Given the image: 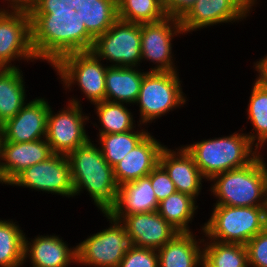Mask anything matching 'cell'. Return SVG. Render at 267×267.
I'll use <instances>...</instances> for the list:
<instances>
[{
    "label": "cell",
    "mask_w": 267,
    "mask_h": 267,
    "mask_svg": "<svg viewBox=\"0 0 267 267\" xmlns=\"http://www.w3.org/2000/svg\"><path fill=\"white\" fill-rule=\"evenodd\" d=\"M91 52L107 66L142 68L141 24L117 19L94 39Z\"/></svg>",
    "instance_id": "obj_11"
},
{
    "label": "cell",
    "mask_w": 267,
    "mask_h": 267,
    "mask_svg": "<svg viewBox=\"0 0 267 267\" xmlns=\"http://www.w3.org/2000/svg\"><path fill=\"white\" fill-rule=\"evenodd\" d=\"M150 132L114 167V178L118 186L148 176L159 164V155L166 146Z\"/></svg>",
    "instance_id": "obj_19"
},
{
    "label": "cell",
    "mask_w": 267,
    "mask_h": 267,
    "mask_svg": "<svg viewBox=\"0 0 267 267\" xmlns=\"http://www.w3.org/2000/svg\"><path fill=\"white\" fill-rule=\"evenodd\" d=\"M148 71L141 67L108 66L105 75V100L134 106Z\"/></svg>",
    "instance_id": "obj_23"
},
{
    "label": "cell",
    "mask_w": 267,
    "mask_h": 267,
    "mask_svg": "<svg viewBox=\"0 0 267 267\" xmlns=\"http://www.w3.org/2000/svg\"><path fill=\"white\" fill-rule=\"evenodd\" d=\"M107 67L91 51L66 54L52 66L59 85L62 84V91L69 95L76 88L90 102V106L105 101Z\"/></svg>",
    "instance_id": "obj_7"
},
{
    "label": "cell",
    "mask_w": 267,
    "mask_h": 267,
    "mask_svg": "<svg viewBox=\"0 0 267 267\" xmlns=\"http://www.w3.org/2000/svg\"><path fill=\"white\" fill-rule=\"evenodd\" d=\"M1 144H2V136L0 132V184L5 186V181H4L2 170H1Z\"/></svg>",
    "instance_id": "obj_40"
},
{
    "label": "cell",
    "mask_w": 267,
    "mask_h": 267,
    "mask_svg": "<svg viewBox=\"0 0 267 267\" xmlns=\"http://www.w3.org/2000/svg\"><path fill=\"white\" fill-rule=\"evenodd\" d=\"M199 226L200 236L178 232L158 249V267H203V223Z\"/></svg>",
    "instance_id": "obj_21"
},
{
    "label": "cell",
    "mask_w": 267,
    "mask_h": 267,
    "mask_svg": "<svg viewBox=\"0 0 267 267\" xmlns=\"http://www.w3.org/2000/svg\"><path fill=\"white\" fill-rule=\"evenodd\" d=\"M118 267H158L157 250L131 245Z\"/></svg>",
    "instance_id": "obj_33"
},
{
    "label": "cell",
    "mask_w": 267,
    "mask_h": 267,
    "mask_svg": "<svg viewBox=\"0 0 267 267\" xmlns=\"http://www.w3.org/2000/svg\"><path fill=\"white\" fill-rule=\"evenodd\" d=\"M92 105L94 114L91 115L90 112V116H92L90 123L93 125L92 128L96 127L95 131L98 130L96 134L124 133L134 130L140 125L139 121L135 120L137 118L135 111L131 109L134 106L107 100Z\"/></svg>",
    "instance_id": "obj_24"
},
{
    "label": "cell",
    "mask_w": 267,
    "mask_h": 267,
    "mask_svg": "<svg viewBox=\"0 0 267 267\" xmlns=\"http://www.w3.org/2000/svg\"><path fill=\"white\" fill-rule=\"evenodd\" d=\"M251 66L254 69V73H256V80L267 87V54L261 56L260 59L255 60Z\"/></svg>",
    "instance_id": "obj_39"
},
{
    "label": "cell",
    "mask_w": 267,
    "mask_h": 267,
    "mask_svg": "<svg viewBox=\"0 0 267 267\" xmlns=\"http://www.w3.org/2000/svg\"><path fill=\"white\" fill-rule=\"evenodd\" d=\"M159 203L151 185V173L118 186L114 205L107 211L111 216L156 212Z\"/></svg>",
    "instance_id": "obj_22"
},
{
    "label": "cell",
    "mask_w": 267,
    "mask_h": 267,
    "mask_svg": "<svg viewBox=\"0 0 267 267\" xmlns=\"http://www.w3.org/2000/svg\"><path fill=\"white\" fill-rule=\"evenodd\" d=\"M211 206L210 217L203 223V235L209 240L245 245L267 227V206Z\"/></svg>",
    "instance_id": "obj_6"
},
{
    "label": "cell",
    "mask_w": 267,
    "mask_h": 267,
    "mask_svg": "<svg viewBox=\"0 0 267 267\" xmlns=\"http://www.w3.org/2000/svg\"><path fill=\"white\" fill-rule=\"evenodd\" d=\"M176 72H147L143 79L139 96L134 105L141 125L151 126L167 114L185 108L189 102L183 92V79ZM171 112V113H170ZM151 124V125H150Z\"/></svg>",
    "instance_id": "obj_5"
},
{
    "label": "cell",
    "mask_w": 267,
    "mask_h": 267,
    "mask_svg": "<svg viewBox=\"0 0 267 267\" xmlns=\"http://www.w3.org/2000/svg\"><path fill=\"white\" fill-rule=\"evenodd\" d=\"M151 185L158 203L177 191L168 173L160 164L151 171Z\"/></svg>",
    "instance_id": "obj_35"
},
{
    "label": "cell",
    "mask_w": 267,
    "mask_h": 267,
    "mask_svg": "<svg viewBox=\"0 0 267 267\" xmlns=\"http://www.w3.org/2000/svg\"><path fill=\"white\" fill-rule=\"evenodd\" d=\"M265 151L247 166L229 170L208 181L213 205L230 207L267 206V160ZM265 155V156H264Z\"/></svg>",
    "instance_id": "obj_3"
},
{
    "label": "cell",
    "mask_w": 267,
    "mask_h": 267,
    "mask_svg": "<svg viewBox=\"0 0 267 267\" xmlns=\"http://www.w3.org/2000/svg\"><path fill=\"white\" fill-rule=\"evenodd\" d=\"M22 67L0 68V124L13 118L27 103L29 90ZM28 91V92H27Z\"/></svg>",
    "instance_id": "obj_25"
},
{
    "label": "cell",
    "mask_w": 267,
    "mask_h": 267,
    "mask_svg": "<svg viewBox=\"0 0 267 267\" xmlns=\"http://www.w3.org/2000/svg\"><path fill=\"white\" fill-rule=\"evenodd\" d=\"M76 10V0H35L30 11H51V8L67 7Z\"/></svg>",
    "instance_id": "obj_37"
},
{
    "label": "cell",
    "mask_w": 267,
    "mask_h": 267,
    "mask_svg": "<svg viewBox=\"0 0 267 267\" xmlns=\"http://www.w3.org/2000/svg\"><path fill=\"white\" fill-rule=\"evenodd\" d=\"M8 186L72 199L74 187L68 156L54 153L47 160L27 167Z\"/></svg>",
    "instance_id": "obj_13"
},
{
    "label": "cell",
    "mask_w": 267,
    "mask_h": 267,
    "mask_svg": "<svg viewBox=\"0 0 267 267\" xmlns=\"http://www.w3.org/2000/svg\"><path fill=\"white\" fill-rule=\"evenodd\" d=\"M199 205L194 197L176 191L159 202L157 212L178 232H193L192 222L202 209Z\"/></svg>",
    "instance_id": "obj_28"
},
{
    "label": "cell",
    "mask_w": 267,
    "mask_h": 267,
    "mask_svg": "<svg viewBox=\"0 0 267 267\" xmlns=\"http://www.w3.org/2000/svg\"><path fill=\"white\" fill-rule=\"evenodd\" d=\"M56 233L29 238L25 233L21 267H71L77 265V245L73 247ZM29 262V263H28Z\"/></svg>",
    "instance_id": "obj_16"
},
{
    "label": "cell",
    "mask_w": 267,
    "mask_h": 267,
    "mask_svg": "<svg viewBox=\"0 0 267 267\" xmlns=\"http://www.w3.org/2000/svg\"><path fill=\"white\" fill-rule=\"evenodd\" d=\"M197 0H164V9L167 16L181 19Z\"/></svg>",
    "instance_id": "obj_36"
},
{
    "label": "cell",
    "mask_w": 267,
    "mask_h": 267,
    "mask_svg": "<svg viewBox=\"0 0 267 267\" xmlns=\"http://www.w3.org/2000/svg\"><path fill=\"white\" fill-rule=\"evenodd\" d=\"M68 159L71 165V177L74 197L87 193L99 212H107L115 203L118 185L114 170L104 159L94 137L85 145L70 152ZM77 196V197H76Z\"/></svg>",
    "instance_id": "obj_2"
},
{
    "label": "cell",
    "mask_w": 267,
    "mask_h": 267,
    "mask_svg": "<svg viewBox=\"0 0 267 267\" xmlns=\"http://www.w3.org/2000/svg\"><path fill=\"white\" fill-rule=\"evenodd\" d=\"M112 217L124 225L136 247L158 250L178 233L157 211Z\"/></svg>",
    "instance_id": "obj_18"
},
{
    "label": "cell",
    "mask_w": 267,
    "mask_h": 267,
    "mask_svg": "<svg viewBox=\"0 0 267 267\" xmlns=\"http://www.w3.org/2000/svg\"><path fill=\"white\" fill-rule=\"evenodd\" d=\"M182 146L207 181L218 174L247 166L261 153L242 128L229 135L193 140Z\"/></svg>",
    "instance_id": "obj_4"
},
{
    "label": "cell",
    "mask_w": 267,
    "mask_h": 267,
    "mask_svg": "<svg viewBox=\"0 0 267 267\" xmlns=\"http://www.w3.org/2000/svg\"><path fill=\"white\" fill-rule=\"evenodd\" d=\"M0 10L30 11L35 0H0ZM3 3V5H1Z\"/></svg>",
    "instance_id": "obj_38"
},
{
    "label": "cell",
    "mask_w": 267,
    "mask_h": 267,
    "mask_svg": "<svg viewBox=\"0 0 267 267\" xmlns=\"http://www.w3.org/2000/svg\"><path fill=\"white\" fill-rule=\"evenodd\" d=\"M68 96L59 111L56 112L50 105L47 117L46 140L55 154L68 155L92 139L86 129L90 123V112L83 110V98L74 93Z\"/></svg>",
    "instance_id": "obj_8"
},
{
    "label": "cell",
    "mask_w": 267,
    "mask_h": 267,
    "mask_svg": "<svg viewBox=\"0 0 267 267\" xmlns=\"http://www.w3.org/2000/svg\"><path fill=\"white\" fill-rule=\"evenodd\" d=\"M76 10L94 38L107 32L118 19L117 0H76Z\"/></svg>",
    "instance_id": "obj_27"
},
{
    "label": "cell",
    "mask_w": 267,
    "mask_h": 267,
    "mask_svg": "<svg viewBox=\"0 0 267 267\" xmlns=\"http://www.w3.org/2000/svg\"><path fill=\"white\" fill-rule=\"evenodd\" d=\"M180 19L170 16L141 24V63H149L148 72L180 71L173 50L175 38L184 36ZM181 36V37H180ZM173 42V43H172ZM174 51V52H173ZM145 62V63H144ZM176 62V63H175ZM151 63V64H150ZM153 63V64H152Z\"/></svg>",
    "instance_id": "obj_10"
},
{
    "label": "cell",
    "mask_w": 267,
    "mask_h": 267,
    "mask_svg": "<svg viewBox=\"0 0 267 267\" xmlns=\"http://www.w3.org/2000/svg\"><path fill=\"white\" fill-rule=\"evenodd\" d=\"M76 11L69 6L29 11L31 45L38 61L52 67L66 54L91 51L95 38L86 30Z\"/></svg>",
    "instance_id": "obj_1"
},
{
    "label": "cell",
    "mask_w": 267,
    "mask_h": 267,
    "mask_svg": "<svg viewBox=\"0 0 267 267\" xmlns=\"http://www.w3.org/2000/svg\"><path fill=\"white\" fill-rule=\"evenodd\" d=\"M148 130L147 126L140 124L136 129L124 133L96 134L94 142L104 159L114 167L151 132Z\"/></svg>",
    "instance_id": "obj_29"
},
{
    "label": "cell",
    "mask_w": 267,
    "mask_h": 267,
    "mask_svg": "<svg viewBox=\"0 0 267 267\" xmlns=\"http://www.w3.org/2000/svg\"><path fill=\"white\" fill-rule=\"evenodd\" d=\"M203 267H249L246 246L213 241L204 236Z\"/></svg>",
    "instance_id": "obj_31"
},
{
    "label": "cell",
    "mask_w": 267,
    "mask_h": 267,
    "mask_svg": "<svg viewBox=\"0 0 267 267\" xmlns=\"http://www.w3.org/2000/svg\"><path fill=\"white\" fill-rule=\"evenodd\" d=\"M252 81V88L247 109L245 108L246 123H250L252 130L247 132V126H243L245 134L250 142L260 151L267 146V87L260 84L256 79Z\"/></svg>",
    "instance_id": "obj_26"
},
{
    "label": "cell",
    "mask_w": 267,
    "mask_h": 267,
    "mask_svg": "<svg viewBox=\"0 0 267 267\" xmlns=\"http://www.w3.org/2000/svg\"><path fill=\"white\" fill-rule=\"evenodd\" d=\"M20 61L39 63L31 45L30 13L0 10V68H18Z\"/></svg>",
    "instance_id": "obj_14"
},
{
    "label": "cell",
    "mask_w": 267,
    "mask_h": 267,
    "mask_svg": "<svg viewBox=\"0 0 267 267\" xmlns=\"http://www.w3.org/2000/svg\"><path fill=\"white\" fill-rule=\"evenodd\" d=\"M50 104L45 96L29 99L13 118L1 125L2 141L22 143L46 138Z\"/></svg>",
    "instance_id": "obj_15"
},
{
    "label": "cell",
    "mask_w": 267,
    "mask_h": 267,
    "mask_svg": "<svg viewBox=\"0 0 267 267\" xmlns=\"http://www.w3.org/2000/svg\"><path fill=\"white\" fill-rule=\"evenodd\" d=\"M165 146L159 155V164L166 170L173 181L178 192L189 194L198 202L205 189L204 182L208 181L203 177L193 157L182 145L178 147ZM175 148V149H174Z\"/></svg>",
    "instance_id": "obj_17"
},
{
    "label": "cell",
    "mask_w": 267,
    "mask_h": 267,
    "mask_svg": "<svg viewBox=\"0 0 267 267\" xmlns=\"http://www.w3.org/2000/svg\"><path fill=\"white\" fill-rule=\"evenodd\" d=\"M53 154L46 138L22 143L2 141L1 170L5 186L8 187L27 167L43 162Z\"/></svg>",
    "instance_id": "obj_20"
},
{
    "label": "cell",
    "mask_w": 267,
    "mask_h": 267,
    "mask_svg": "<svg viewBox=\"0 0 267 267\" xmlns=\"http://www.w3.org/2000/svg\"><path fill=\"white\" fill-rule=\"evenodd\" d=\"M259 2L262 3L261 0H197L180 19L181 27L189 36L215 25L243 23L252 17L251 13L260 6Z\"/></svg>",
    "instance_id": "obj_12"
},
{
    "label": "cell",
    "mask_w": 267,
    "mask_h": 267,
    "mask_svg": "<svg viewBox=\"0 0 267 267\" xmlns=\"http://www.w3.org/2000/svg\"><path fill=\"white\" fill-rule=\"evenodd\" d=\"M248 266L267 267V227L246 244Z\"/></svg>",
    "instance_id": "obj_34"
},
{
    "label": "cell",
    "mask_w": 267,
    "mask_h": 267,
    "mask_svg": "<svg viewBox=\"0 0 267 267\" xmlns=\"http://www.w3.org/2000/svg\"><path fill=\"white\" fill-rule=\"evenodd\" d=\"M118 19L132 23L157 22L167 14L164 0H117Z\"/></svg>",
    "instance_id": "obj_32"
},
{
    "label": "cell",
    "mask_w": 267,
    "mask_h": 267,
    "mask_svg": "<svg viewBox=\"0 0 267 267\" xmlns=\"http://www.w3.org/2000/svg\"><path fill=\"white\" fill-rule=\"evenodd\" d=\"M109 226L87 235L77 245V266L118 267L131 246L124 225L107 212H100Z\"/></svg>",
    "instance_id": "obj_9"
},
{
    "label": "cell",
    "mask_w": 267,
    "mask_h": 267,
    "mask_svg": "<svg viewBox=\"0 0 267 267\" xmlns=\"http://www.w3.org/2000/svg\"><path fill=\"white\" fill-rule=\"evenodd\" d=\"M24 238V228L18 221L0 218V267L23 265Z\"/></svg>",
    "instance_id": "obj_30"
}]
</instances>
